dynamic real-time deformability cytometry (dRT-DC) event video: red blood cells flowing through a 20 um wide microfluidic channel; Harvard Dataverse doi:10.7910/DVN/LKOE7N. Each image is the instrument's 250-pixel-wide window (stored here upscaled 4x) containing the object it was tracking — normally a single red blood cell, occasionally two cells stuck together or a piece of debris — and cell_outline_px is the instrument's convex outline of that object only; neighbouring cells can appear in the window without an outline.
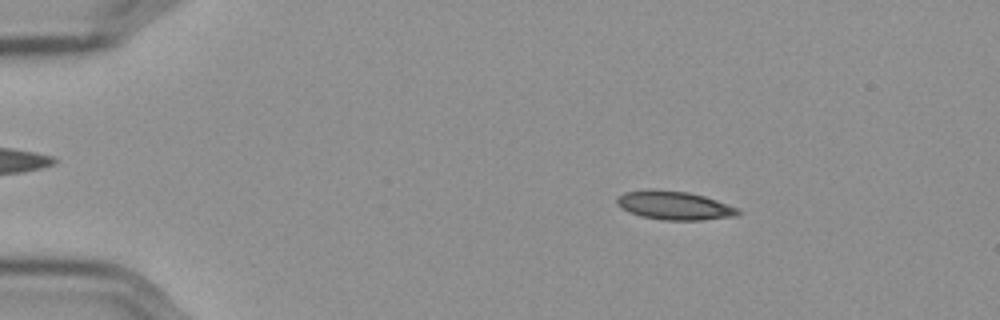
{"species": "Egyptian fruit bat (a non-hibernating species)", "species_latin": "Rousettus aegyptiacus", "temperature_condition": "cold", "stored_images_in_passage": 56, "camera_frame_rate_fps": 3000, "um_per_image_px": 0.085, "frame": {"image": 1, "passage_image": 9, "time_ms": 2.667, "image_size_px": [1000, 320], "cell_outline_px": [[744, 212], [736, 216], [704, 220], [664, 220], [640, 216], [628, 212], [620, 208], [616, 204], [616, 196], [624, 192], [688, 192], [704, 196], [740, 208]], "centroid_in_image_um": [57.38, 17.51], "position_along_channel_um": 27.6, "area_um2": 19.77}}
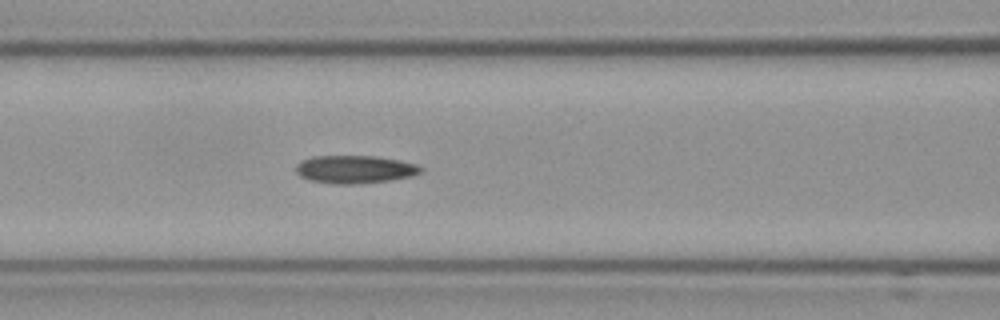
{"frame": {"image": 2, "passage_image": 24, "time_ms": 7.667, "image_size_px": [1000, 320], "cell_outline_px": [[424, 168], [420, 172], [412, 176], [388, 180], [352, 184], [332, 184], [308, 180], [300, 176], [296, 172], [296, 164], [312, 156], [372, 156], [400, 160], [416, 164]], "centroid_in_image_um": [30.14, 14.39], "position_along_channel_um": 136.5, "area_um2": 20.23}}
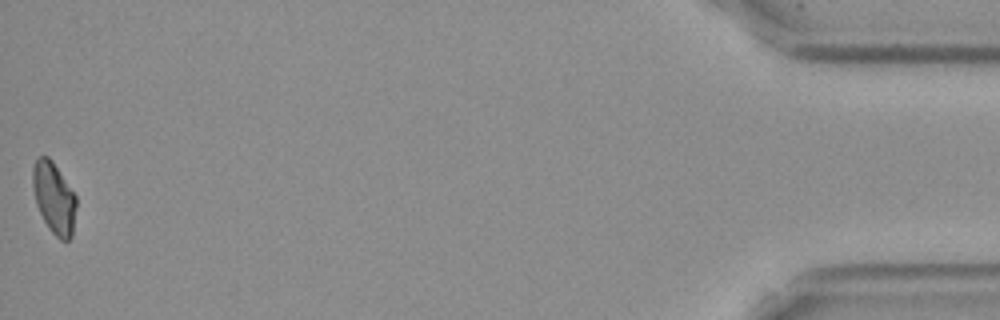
{"frame": {"image": 3, "passage_image": 56, "time_ms": 18.333, "image_size_px": [1000, 320], "cell_outline_px": [[76, 208], [72, 236], [68, 240], [60, 240], [48, 228], [36, 204], [32, 188], [32, 168], [36, 160], [40, 156], [48, 156], [52, 160], [76, 196]], "centroid_in_image_um": [4.58, 16.82], "position_along_channel_um": 430.6, "area_um2": 18.09}, "authors_computed_cell_mechanics": {"area_um2": 19.4786, "velocity_mm_per_s": 3.5961, "shape_relaxation_time_tau1_ms": null, "shape_relaxation_time_tau2_ms": 5.8864, "deformation_change_tau1": null, "deformation_change_tau2": 0.1259}}